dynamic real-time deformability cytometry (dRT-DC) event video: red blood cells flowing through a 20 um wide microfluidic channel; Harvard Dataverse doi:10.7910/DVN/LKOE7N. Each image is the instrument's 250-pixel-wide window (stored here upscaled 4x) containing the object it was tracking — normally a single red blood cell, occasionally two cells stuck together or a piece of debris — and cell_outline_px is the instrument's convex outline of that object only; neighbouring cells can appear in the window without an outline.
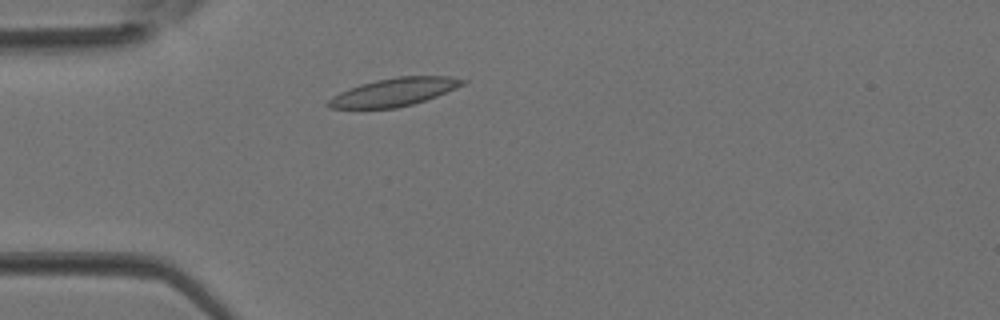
{"species": "Egyptian fruit bat (a non-hibernating species)", "species_latin": "Rousettus aegyptiacus", "temperature_condition": "room temperature", "stored_images_in_passage": 2, "camera_frame_rate_fps": 3000, "um_per_image_px": 0.085, "animal": {"sex": "female"}, "frame": {"image": 1, "passage_image": 2, "time_ms": 0.333, "image_size_px": [1000, 320], "cell_outline_px": [[468, 80], [464, 84], [456, 88], [436, 96], [412, 104], [396, 108], [328, 108], [324, 104], [332, 96], [348, 88], [360, 84], [376, 80], [396, 76], [448, 76]], "centroid_in_image_um": [33.46, 7.82], "position_along_channel_um": 51.5, "area_um2": 21.91}}